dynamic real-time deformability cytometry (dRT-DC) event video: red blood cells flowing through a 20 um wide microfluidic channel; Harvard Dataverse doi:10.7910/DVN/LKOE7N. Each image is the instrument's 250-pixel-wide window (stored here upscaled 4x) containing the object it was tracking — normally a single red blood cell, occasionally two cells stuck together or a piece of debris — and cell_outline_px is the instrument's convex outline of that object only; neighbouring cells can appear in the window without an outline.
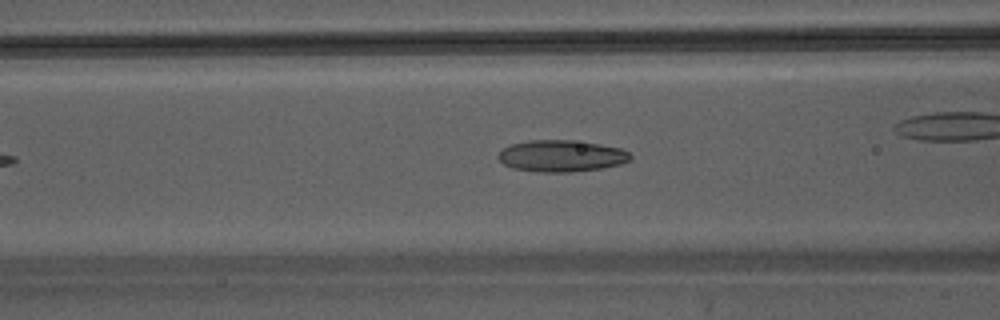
{"species": "Egyptian fruit bat (a non-hibernating species)", "species_latin": "Rousettus aegyptiacus", "temperature_condition": "warm", "stored_images_in_passage": 11, "camera_frame_rate_fps": 3000, "um_per_image_px": 0.085, "animal": {"sex": "male"}, "frame": {"image": 1, "passage_image": 10, "time_ms": 3.0, "image_size_px": [1000, 320], "cell_outline_px": [[632, 160], [620, 164], [600, 168], [572, 172], [536, 172], [512, 168], [504, 164], [496, 156], [504, 148], [512, 144], [528, 140], [572, 140], [600, 144], [620, 148], [628, 152], [632, 156]], "centroid_in_image_um": [47.72, 13.26], "position_along_channel_um": 118.9, "area_um2": 24.39}}